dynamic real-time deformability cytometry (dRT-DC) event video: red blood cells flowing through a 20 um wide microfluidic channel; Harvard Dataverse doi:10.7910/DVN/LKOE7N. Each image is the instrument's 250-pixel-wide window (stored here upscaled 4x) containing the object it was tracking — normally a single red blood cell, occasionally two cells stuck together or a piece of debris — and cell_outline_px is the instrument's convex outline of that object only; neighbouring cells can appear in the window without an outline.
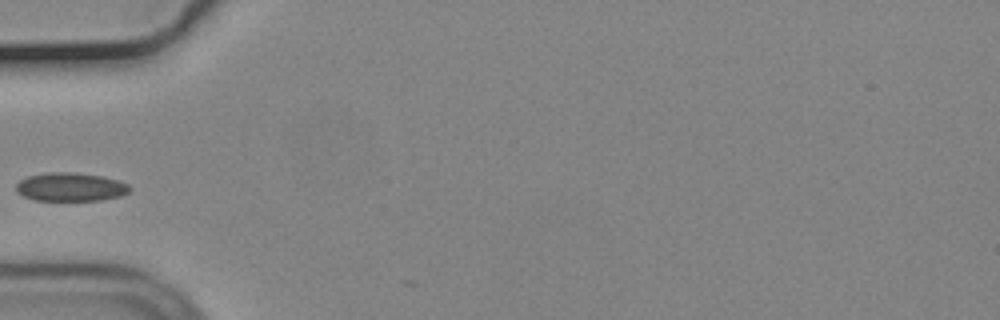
{"species": "common noctule bat (a hibernating species)", "species_latin": "Nyctalus noctula", "temperature_condition": "cold", "stored_images_in_passage": 21, "camera_frame_rate_fps": 3000, "um_per_image_px": 0.085, "animal": {"sex": "male", "body_mass_g": 19.2, "forearm_length_mm": 51.8}, "frame": {"image": 1, "passage_image": 1, "time_ms": 0.0, "image_size_px": [1000, 320], "cell_outline_px": [[132, 188], [128, 192], [120, 196], [100, 200], [36, 200], [24, 196], [16, 192], [16, 184], [20, 180], [28, 176], [48, 172], [72, 172], [104, 176], [128, 184]], "centroid_in_image_um": [5.99, 15.88], "position_along_channel_um": 79.0, "area_um2": 18.84}}
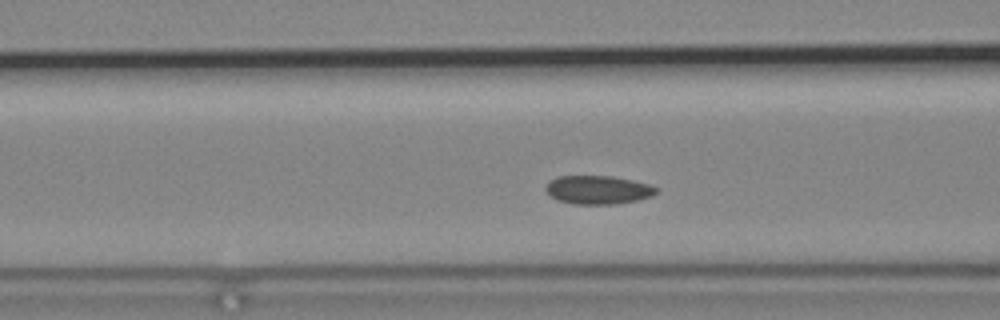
{"frame": {"image": 2, "passage_image": 4, "time_ms": 1.0, "image_size_px": [1000, 320], "cell_outline_px": [[660, 188], [652, 196], [636, 200], [616, 204], [572, 204], [556, 200], [544, 188], [556, 176], [612, 176], [652, 184]], "centroid_in_image_um": [50.87, 16.13], "position_along_channel_um": 115.7, "area_um2": 18.44}}
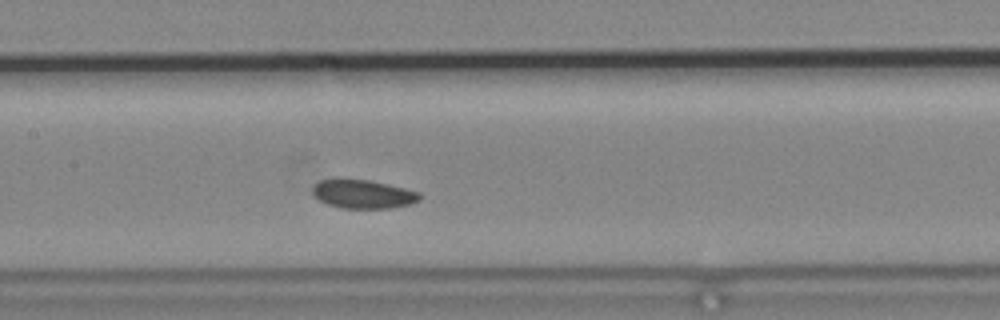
{"frame": {"image": 3, "passage_image": 9, "time_ms": 2.667, "image_size_px": [1000, 320], "cell_outline_px": [[420, 200], [412, 204], [392, 208], [340, 208], [328, 204], [320, 200], [312, 192], [312, 188], [320, 180], [336, 176], [340, 176], [368, 180], [388, 184], [420, 192]], "centroid_in_image_um": [30.84, 16.46], "position_along_channel_um": 176.6, "area_um2": 18.38}}